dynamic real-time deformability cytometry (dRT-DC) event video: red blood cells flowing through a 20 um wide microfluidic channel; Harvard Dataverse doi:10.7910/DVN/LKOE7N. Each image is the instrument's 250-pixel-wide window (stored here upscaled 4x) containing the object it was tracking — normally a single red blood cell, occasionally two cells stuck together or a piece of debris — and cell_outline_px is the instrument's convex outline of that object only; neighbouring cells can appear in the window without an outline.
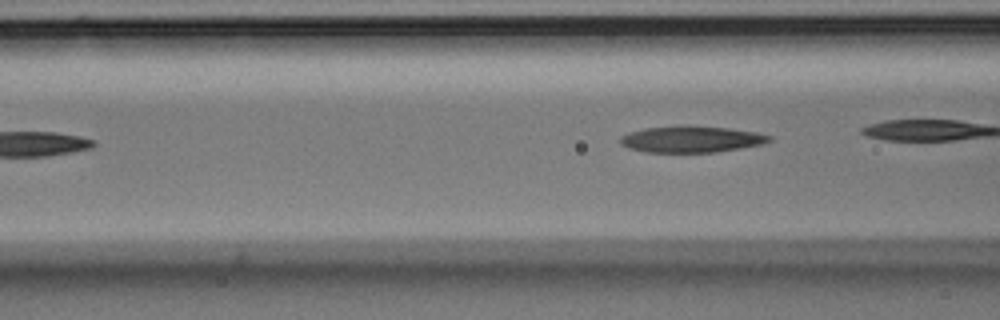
{"species": "Egyptian fruit bat (a non-hibernating species)", "species_latin": "Rousettus aegyptiacus", "temperature_condition": "room temperature", "stored_images_in_passage": 6, "camera_frame_rate_fps": 3000, "um_per_image_px": 0.085, "animal": {"sex": "male"}, "frame": {"image": 1, "passage_image": 6, "time_ms": 1.667, "image_size_px": [1000, 320], "cell_outline_px": [[772, 140], [764, 144], [716, 152], [644, 152], [628, 148], [620, 144], [620, 136], [628, 132], [644, 128], [684, 124], [688, 124], [728, 128], [756, 132], [772, 136]], "centroid_in_image_um": [58.74, 11.81], "position_along_channel_um": 107.9, "area_um2": 23.41}}